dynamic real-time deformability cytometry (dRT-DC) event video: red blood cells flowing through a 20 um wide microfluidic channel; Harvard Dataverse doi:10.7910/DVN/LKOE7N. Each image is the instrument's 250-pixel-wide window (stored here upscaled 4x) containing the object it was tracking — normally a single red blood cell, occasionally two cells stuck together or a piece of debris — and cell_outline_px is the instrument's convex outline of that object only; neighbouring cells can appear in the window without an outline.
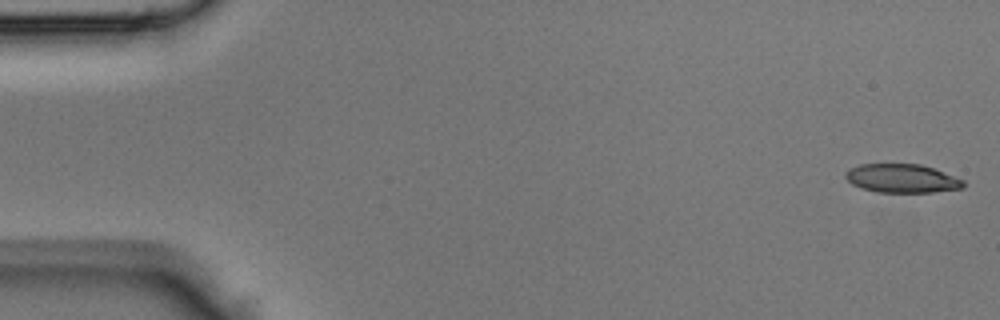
{"species": "Egyptian fruit bat (a non-hibernating species)", "species_latin": "Rousettus aegyptiacus", "temperature_condition": "room temperature", "stored_images_in_passage": 45, "camera_frame_rate_fps": 3000, "um_per_image_px": 0.085, "animal": {"sex": "male"}, "frame": {"image": 1, "passage_image": 1, "time_ms": 0.0, "image_size_px": [1000, 320], "cell_outline_px": [[964, 188], [932, 192], [876, 192], [860, 188], [852, 184], [844, 176], [844, 172], [848, 168], [860, 164], [920, 164], [932, 168], [964, 180]], "centroid_in_image_um": [76.62, 15.16], "position_along_channel_um": 8.4, "area_um2": 19.71}}
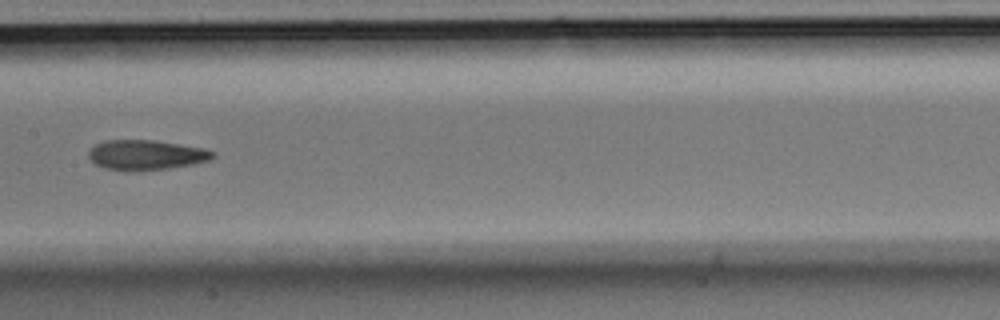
{"frame": {"image": 2, "passage_image": 22, "time_ms": 7.0, "image_size_px": [1000, 320], "cell_outline_px": [[216, 156], [208, 160], [192, 164], [168, 168], [136, 172], [128, 172], [104, 168], [96, 164], [88, 156], [88, 152], [96, 144], [104, 140], [156, 140], [204, 148], [216, 152]], "centroid_in_image_um": [12.41, 13.18], "position_along_channel_um": 195.0, "area_um2": 21.91}}
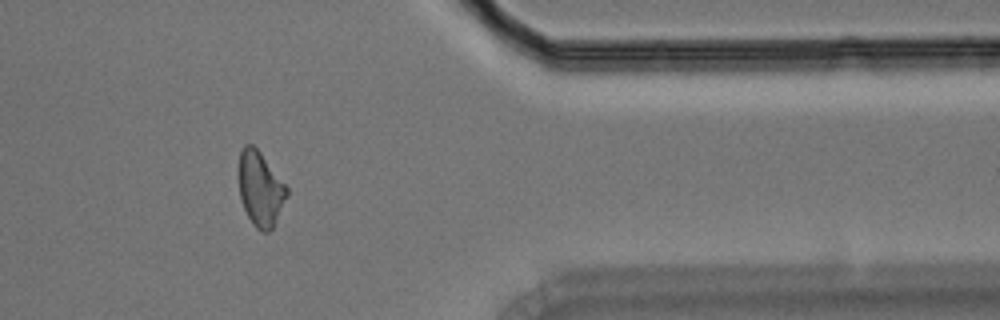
{"frame": {"image": 3, "passage_image": 36, "time_ms": 11.667, "image_size_px": [1000, 320], "cell_outline_px": [[288, 196], [272, 228], [268, 232], [260, 232], [252, 224], [244, 208], [240, 196], [240, 148], [244, 144], [252, 144], [260, 152], [288, 188]], "centroid_in_image_um": [22.14, 16.07], "position_along_channel_um": 389.3, "area_um2": 20.58}}